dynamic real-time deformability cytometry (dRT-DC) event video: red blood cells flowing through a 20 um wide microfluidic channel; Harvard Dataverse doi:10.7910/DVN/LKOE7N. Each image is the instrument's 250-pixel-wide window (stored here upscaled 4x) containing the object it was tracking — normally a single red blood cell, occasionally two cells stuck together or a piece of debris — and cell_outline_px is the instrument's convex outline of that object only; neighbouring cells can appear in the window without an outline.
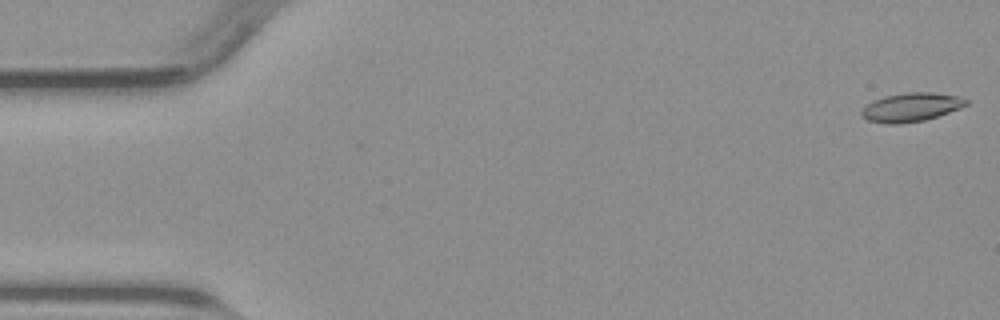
{"species": "common noctule bat (a hibernating species)", "species_latin": "Nyctalus noctula", "temperature_condition": "warm", "stored_images_in_passage": 11, "camera_frame_rate_fps": 3000, "um_per_image_px": 0.085, "animal": {"sex": "male", "body_mass_g": 23.1, "forearm_length_mm": 52.7}, "frame": {"image": 1, "passage_image": 1, "time_ms": 0.0, "image_size_px": [1000, 320], "cell_outline_px": [[968, 104], [960, 108], [924, 120], [900, 124], [888, 124], [868, 120], [860, 116], [860, 112], [872, 100], [884, 96], [904, 92], [932, 92], [960, 96], [968, 100]], "centroid_in_image_um": [77.43, 9.1], "position_along_channel_um": 7.6, "area_um2": 17.57}}